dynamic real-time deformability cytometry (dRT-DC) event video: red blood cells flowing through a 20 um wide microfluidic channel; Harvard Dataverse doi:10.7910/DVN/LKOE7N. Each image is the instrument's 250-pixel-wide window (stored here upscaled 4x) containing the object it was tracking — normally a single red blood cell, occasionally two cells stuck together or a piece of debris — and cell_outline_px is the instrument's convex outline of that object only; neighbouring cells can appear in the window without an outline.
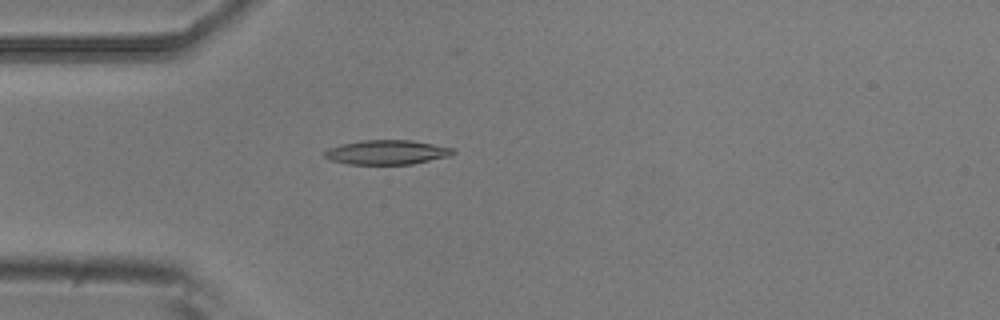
{"species": "common noctule bat (a hibernating species)", "species_latin": "Nyctalus noctula", "temperature_condition": "room temperature", "stored_images_in_passage": 4, "camera_frame_rate_fps": 3000, "um_per_image_px": 0.085, "animal": {"sex": "male", "body_mass_g": 20.5, "forearm_length_mm": 52.5}, "frame": {"image": 1, "passage_image": 4, "time_ms": 1.0, "image_size_px": [1000, 320], "cell_outline_px": [[456, 152], [452, 156], [412, 164], [348, 164], [332, 160], [324, 156], [324, 152], [328, 148], [340, 144], [360, 140], [412, 140], [456, 148]], "centroid_in_image_um": [32.94, 12.93], "position_along_channel_um": 52.1, "area_um2": 18.5}}